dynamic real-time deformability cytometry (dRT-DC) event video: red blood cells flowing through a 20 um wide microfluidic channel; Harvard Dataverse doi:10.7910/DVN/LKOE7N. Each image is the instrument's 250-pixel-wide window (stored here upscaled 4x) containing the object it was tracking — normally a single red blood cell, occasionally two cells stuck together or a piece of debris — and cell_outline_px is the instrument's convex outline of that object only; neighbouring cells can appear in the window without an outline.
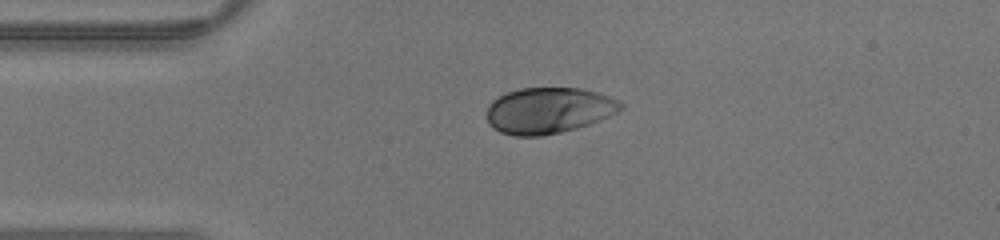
{"species": "human", "species_latin": "Homo sapiens", "temperature_condition": "warm", "stored_images_in_passage": 34, "camera_frame_rate_fps": 3000, "um_per_image_px": 0.085, "donor": {"sex": "male"}, "frame": {"image": 1, "passage_image": 1, "time_ms": 0.0, "image_size_px": [1000, 240], "cell_outline_px": [[624, 108], [600, 120], [576, 128], [544, 136], [516, 136], [500, 132], [492, 128], [488, 124], [488, 108], [492, 100], [508, 92], [520, 88], [580, 88], [596, 92], [608, 96], [624, 104]], "centroid_in_image_um": [46.62, 9.39], "position_along_channel_um": 38.4, "area_um2": 35.78}}
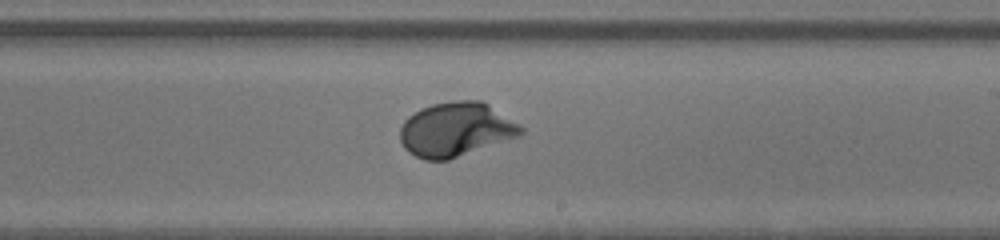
{"frame": {"image": 2, "passage_image": 16, "time_ms": 5.0, "image_size_px": [1000, 240], "cell_outline_px": [[524, 132], [520, 136], [448, 160], [424, 160], [408, 152], [404, 148], [400, 140], [400, 128], [404, 120], [408, 116], [420, 108], [432, 104], [456, 100], [480, 100], [488, 104], [520, 124], [524, 128]], "centroid_in_image_um": [38.74, 11.0], "position_along_channel_um": 250.3, "area_um2": 38.32}}
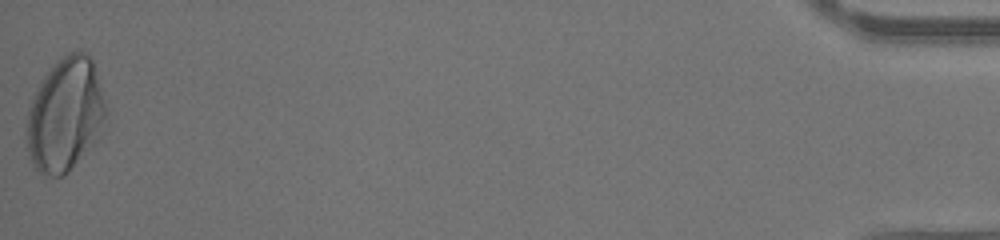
{"frame": {"image": 3, "passage_image": 34, "time_ms": 11.0, "image_size_px": [1000, 240], "cell_outline_px": [[108, 112], [100, 136], [68, 172], [60, 176], [44, 176], [32, 164], [28, 152], [24, 132], [24, 128], [28, 108], [44, 76], [56, 60], [60, 56], [68, 52], [88, 52], [92, 56]], "centroid_in_image_um": [5.54, 9.74], "position_along_channel_um": 429.7, "area_um2": 53.06}}